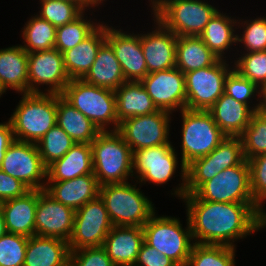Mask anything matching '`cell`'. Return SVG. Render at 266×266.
I'll list each match as a JSON object with an SVG mask.
<instances>
[{
  "label": "cell",
  "instance_id": "obj_1",
  "mask_svg": "<svg viewBox=\"0 0 266 266\" xmlns=\"http://www.w3.org/2000/svg\"><path fill=\"white\" fill-rule=\"evenodd\" d=\"M182 199L197 244L235 247L236 240L266 226L265 210L257 204L204 201L194 194H185Z\"/></svg>",
  "mask_w": 266,
  "mask_h": 266
},
{
  "label": "cell",
  "instance_id": "obj_2",
  "mask_svg": "<svg viewBox=\"0 0 266 266\" xmlns=\"http://www.w3.org/2000/svg\"><path fill=\"white\" fill-rule=\"evenodd\" d=\"M182 114V183L174 190L181 199L186 194V166L194 159L211 153L227 136L220 130L209 111L181 110ZM181 185V186H180Z\"/></svg>",
  "mask_w": 266,
  "mask_h": 266
},
{
  "label": "cell",
  "instance_id": "obj_3",
  "mask_svg": "<svg viewBox=\"0 0 266 266\" xmlns=\"http://www.w3.org/2000/svg\"><path fill=\"white\" fill-rule=\"evenodd\" d=\"M17 108L9 118L15 140L37 143L57 124V94H21Z\"/></svg>",
  "mask_w": 266,
  "mask_h": 266
},
{
  "label": "cell",
  "instance_id": "obj_4",
  "mask_svg": "<svg viewBox=\"0 0 266 266\" xmlns=\"http://www.w3.org/2000/svg\"><path fill=\"white\" fill-rule=\"evenodd\" d=\"M98 184L124 183L134 175L133 152L117 131H101L91 143Z\"/></svg>",
  "mask_w": 266,
  "mask_h": 266
},
{
  "label": "cell",
  "instance_id": "obj_5",
  "mask_svg": "<svg viewBox=\"0 0 266 266\" xmlns=\"http://www.w3.org/2000/svg\"><path fill=\"white\" fill-rule=\"evenodd\" d=\"M99 196L114 226L143 227L156 213L148 197L128 181L101 185Z\"/></svg>",
  "mask_w": 266,
  "mask_h": 266
},
{
  "label": "cell",
  "instance_id": "obj_6",
  "mask_svg": "<svg viewBox=\"0 0 266 266\" xmlns=\"http://www.w3.org/2000/svg\"><path fill=\"white\" fill-rule=\"evenodd\" d=\"M61 96L100 131H107L110 124H113L112 131H117L115 91L89 84L83 79H71Z\"/></svg>",
  "mask_w": 266,
  "mask_h": 266
},
{
  "label": "cell",
  "instance_id": "obj_7",
  "mask_svg": "<svg viewBox=\"0 0 266 266\" xmlns=\"http://www.w3.org/2000/svg\"><path fill=\"white\" fill-rule=\"evenodd\" d=\"M154 17L176 36H199L217 8L202 0H151Z\"/></svg>",
  "mask_w": 266,
  "mask_h": 266
},
{
  "label": "cell",
  "instance_id": "obj_8",
  "mask_svg": "<svg viewBox=\"0 0 266 266\" xmlns=\"http://www.w3.org/2000/svg\"><path fill=\"white\" fill-rule=\"evenodd\" d=\"M186 221L187 227L184 229L179 218L156 216L154 213L142 227L144 241L173 260L178 266H187L195 243H193L188 217Z\"/></svg>",
  "mask_w": 266,
  "mask_h": 266
},
{
  "label": "cell",
  "instance_id": "obj_9",
  "mask_svg": "<svg viewBox=\"0 0 266 266\" xmlns=\"http://www.w3.org/2000/svg\"><path fill=\"white\" fill-rule=\"evenodd\" d=\"M245 159L240 137H226L211 153L186 166V194H193L204 182Z\"/></svg>",
  "mask_w": 266,
  "mask_h": 266
},
{
  "label": "cell",
  "instance_id": "obj_10",
  "mask_svg": "<svg viewBox=\"0 0 266 266\" xmlns=\"http://www.w3.org/2000/svg\"><path fill=\"white\" fill-rule=\"evenodd\" d=\"M204 201L256 204L250 187V169L246 159L204 182L194 193Z\"/></svg>",
  "mask_w": 266,
  "mask_h": 266
},
{
  "label": "cell",
  "instance_id": "obj_11",
  "mask_svg": "<svg viewBox=\"0 0 266 266\" xmlns=\"http://www.w3.org/2000/svg\"><path fill=\"white\" fill-rule=\"evenodd\" d=\"M226 59L214 65L185 73L186 109L208 111L222 96L225 79L233 67Z\"/></svg>",
  "mask_w": 266,
  "mask_h": 266
},
{
  "label": "cell",
  "instance_id": "obj_12",
  "mask_svg": "<svg viewBox=\"0 0 266 266\" xmlns=\"http://www.w3.org/2000/svg\"><path fill=\"white\" fill-rule=\"evenodd\" d=\"M113 226L105 203L98 196L76 210L69 250L102 246Z\"/></svg>",
  "mask_w": 266,
  "mask_h": 266
},
{
  "label": "cell",
  "instance_id": "obj_13",
  "mask_svg": "<svg viewBox=\"0 0 266 266\" xmlns=\"http://www.w3.org/2000/svg\"><path fill=\"white\" fill-rule=\"evenodd\" d=\"M172 113L158 111L125 119L119 123L117 132L131 147L132 152L144 148L171 143L169 139V123Z\"/></svg>",
  "mask_w": 266,
  "mask_h": 266
},
{
  "label": "cell",
  "instance_id": "obj_14",
  "mask_svg": "<svg viewBox=\"0 0 266 266\" xmlns=\"http://www.w3.org/2000/svg\"><path fill=\"white\" fill-rule=\"evenodd\" d=\"M0 169L20 180L30 190L45 189L47 167L42 162L36 143L14 140L5 152Z\"/></svg>",
  "mask_w": 266,
  "mask_h": 266
},
{
  "label": "cell",
  "instance_id": "obj_15",
  "mask_svg": "<svg viewBox=\"0 0 266 266\" xmlns=\"http://www.w3.org/2000/svg\"><path fill=\"white\" fill-rule=\"evenodd\" d=\"M70 80L57 49L28 53V93H45L38 87L45 84L46 93L61 95Z\"/></svg>",
  "mask_w": 266,
  "mask_h": 266
},
{
  "label": "cell",
  "instance_id": "obj_16",
  "mask_svg": "<svg viewBox=\"0 0 266 266\" xmlns=\"http://www.w3.org/2000/svg\"><path fill=\"white\" fill-rule=\"evenodd\" d=\"M140 82L158 109L172 113L186 108L185 74L178 68L149 73Z\"/></svg>",
  "mask_w": 266,
  "mask_h": 266
},
{
  "label": "cell",
  "instance_id": "obj_17",
  "mask_svg": "<svg viewBox=\"0 0 266 266\" xmlns=\"http://www.w3.org/2000/svg\"><path fill=\"white\" fill-rule=\"evenodd\" d=\"M178 158L171 143L133 152V169L138 183L165 184L176 173ZM139 174V175H138Z\"/></svg>",
  "mask_w": 266,
  "mask_h": 266
},
{
  "label": "cell",
  "instance_id": "obj_18",
  "mask_svg": "<svg viewBox=\"0 0 266 266\" xmlns=\"http://www.w3.org/2000/svg\"><path fill=\"white\" fill-rule=\"evenodd\" d=\"M75 210L38 190L35 212V235L69 241L73 232Z\"/></svg>",
  "mask_w": 266,
  "mask_h": 266
},
{
  "label": "cell",
  "instance_id": "obj_19",
  "mask_svg": "<svg viewBox=\"0 0 266 266\" xmlns=\"http://www.w3.org/2000/svg\"><path fill=\"white\" fill-rule=\"evenodd\" d=\"M106 26V41L112 46L126 81L140 82L148 75L140 34H127Z\"/></svg>",
  "mask_w": 266,
  "mask_h": 266
},
{
  "label": "cell",
  "instance_id": "obj_20",
  "mask_svg": "<svg viewBox=\"0 0 266 266\" xmlns=\"http://www.w3.org/2000/svg\"><path fill=\"white\" fill-rule=\"evenodd\" d=\"M153 20L156 22V29L147 34H140L148 74L176 67L177 36L158 19Z\"/></svg>",
  "mask_w": 266,
  "mask_h": 266
},
{
  "label": "cell",
  "instance_id": "obj_21",
  "mask_svg": "<svg viewBox=\"0 0 266 266\" xmlns=\"http://www.w3.org/2000/svg\"><path fill=\"white\" fill-rule=\"evenodd\" d=\"M143 243L142 227L113 226L102 247L115 266H133Z\"/></svg>",
  "mask_w": 266,
  "mask_h": 266
},
{
  "label": "cell",
  "instance_id": "obj_22",
  "mask_svg": "<svg viewBox=\"0 0 266 266\" xmlns=\"http://www.w3.org/2000/svg\"><path fill=\"white\" fill-rule=\"evenodd\" d=\"M99 188L97 178L92 173L71 180L46 182L44 191L54 200L76 211L96 199L99 196Z\"/></svg>",
  "mask_w": 266,
  "mask_h": 266
},
{
  "label": "cell",
  "instance_id": "obj_23",
  "mask_svg": "<svg viewBox=\"0 0 266 266\" xmlns=\"http://www.w3.org/2000/svg\"><path fill=\"white\" fill-rule=\"evenodd\" d=\"M93 173L91 144L76 143L66 154L47 166L46 182L71 180Z\"/></svg>",
  "mask_w": 266,
  "mask_h": 266
},
{
  "label": "cell",
  "instance_id": "obj_24",
  "mask_svg": "<svg viewBox=\"0 0 266 266\" xmlns=\"http://www.w3.org/2000/svg\"><path fill=\"white\" fill-rule=\"evenodd\" d=\"M217 126L227 137H239L250 123L254 111L223 93L208 110Z\"/></svg>",
  "mask_w": 266,
  "mask_h": 266
},
{
  "label": "cell",
  "instance_id": "obj_25",
  "mask_svg": "<svg viewBox=\"0 0 266 266\" xmlns=\"http://www.w3.org/2000/svg\"><path fill=\"white\" fill-rule=\"evenodd\" d=\"M38 190H30L24 196L3 202L2 212L8 233L26 237L35 235V212Z\"/></svg>",
  "mask_w": 266,
  "mask_h": 266
},
{
  "label": "cell",
  "instance_id": "obj_26",
  "mask_svg": "<svg viewBox=\"0 0 266 266\" xmlns=\"http://www.w3.org/2000/svg\"><path fill=\"white\" fill-rule=\"evenodd\" d=\"M106 40V24H100L86 39L63 53L70 79H82L93 65L100 46Z\"/></svg>",
  "mask_w": 266,
  "mask_h": 266
},
{
  "label": "cell",
  "instance_id": "obj_27",
  "mask_svg": "<svg viewBox=\"0 0 266 266\" xmlns=\"http://www.w3.org/2000/svg\"><path fill=\"white\" fill-rule=\"evenodd\" d=\"M68 242L56 237H28L23 266H65L69 262Z\"/></svg>",
  "mask_w": 266,
  "mask_h": 266
},
{
  "label": "cell",
  "instance_id": "obj_28",
  "mask_svg": "<svg viewBox=\"0 0 266 266\" xmlns=\"http://www.w3.org/2000/svg\"><path fill=\"white\" fill-rule=\"evenodd\" d=\"M0 86L28 93V52L21 45L0 49Z\"/></svg>",
  "mask_w": 266,
  "mask_h": 266
},
{
  "label": "cell",
  "instance_id": "obj_29",
  "mask_svg": "<svg viewBox=\"0 0 266 266\" xmlns=\"http://www.w3.org/2000/svg\"><path fill=\"white\" fill-rule=\"evenodd\" d=\"M82 79L89 84L113 91L127 82L113 48L106 40L100 46L90 70Z\"/></svg>",
  "mask_w": 266,
  "mask_h": 266
},
{
  "label": "cell",
  "instance_id": "obj_30",
  "mask_svg": "<svg viewBox=\"0 0 266 266\" xmlns=\"http://www.w3.org/2000/svg\"><path fill=\"white\" fill-rule=\"evenodd\" d=\"M115 96L118 126L125 119L151 114L159 110L141 82L123 83L115 90Z\"/></svg>",
  "mask_w": 266,
  "mask_h": 266
},
{
  "label": "cell",
  "instance_id": "obj_31",
  "mask_svg": "<svg viewBox=\"0 0 266 266\" xmlns=\"http://www.w3.org/2000/svg\"><path fill=\"white\" fill-rule=\"evenodd\" d=\"M57 125L61 127L75 143L91 144L101 132L90 119L58 94Z\"/></svg>",
  "mask_w": 266,
  "mask_h": 266
},
{
  "label": "cell",
  "instance_id": "obj_32",
  "mask_svg": "<svg viewBox=\"0 0 266 266\" xmlns=\"http://www.w3.org/2000/svg\"><path fill=\"white\" fill-rule=\"evenodd\" d=\"M219 59L199 36H177L176 68L184 74L214 65Z\"/></svg>",
  "mask_w": 266,
  "mask_h": 266
},
{
  "label": "cell",
  "instance_id": "obj_33",
  "mask_svg": "<svg viewBox=\"0 0 266 266\" xmlns=\"http://www.w3.org/2000/svg\"><path fill=\"white\" fill-rule=\"evenodd\" d=\"M237 22L238 20L231 19L228 15L217 11L199 37L217 57L226 58L223 56L224 51H228L227 49H230L232 44L237 43V35L234 34L237 28L235 25L238 26L240 20Z\"/></svg>",
  "mask_w": 266,
  "mask_h": 266
},
{
  "label": "cell",
  "instance_id": "obj_34",
  "mask_svg": "<svg viewBox=\"0 0 266 266\" xmlns=\"http://www.w3.org/2000/svg\"><path fill=\"white\" fill-rule=\"evenodd\" d=\"M56 27L39 15L31 16L22 31L24 45L28 53L39 52L54 48L56 42Z\"/></svg>",
  "mask_w": 266,
  "mask_h": 266
},
{
  "label": "cell",
  "instance_id": "obj_35",
  "mask_svg": "<svg viewBox=\"0 0 266 266\" xmlns=\"http://www.w3.org/2000/svg\"><path fill=\"white\" fill-rule=\"evenodd\" d=\"M235 247L195 243L187 266H235Z\"/></svg>",
  "mask_w": 266,
  "mask_h": 266
},
{
  "label": "cell",
  "instance_id": "obj_36",
  "mask_svg": "<svg viewBox=\"0 0 266 266\" xmlns=\"http://www.w3.org/2000/svg\"><path fill=\"white\" fill-rule=\"evenodd\" d=\"M85 11L74 21L56 29L54 48L62 54L86 39L100 24L84 19Z\"/></svg>",
  "mask_w": 266,
  "mask_h": 266
},
{
  "label": "cell",
  "instance_id": "obj_37",
  "mask_svg": "<svg viewBox=\"0 0 266 266\" xmlns=\"http://www.w3.org/2000/svg\"><path fill=\"white\" fill-rule=\"evenodd\" d=\"M74 144H76L75 141L57 124L36 143L46 167L62 158Z\"/></svg>",
  "mask_w": 266,
  "mask_h": 266
},
{
  "label": "cell",
  "instance_id": "obj_38",
  "mask_svg": "<svg viewBox=\"0 0 266 266\" xmlns=\"http://www.w3.org/2000/svg\"><path fill=\"white\" fill-rule=\"evenodd\" d=\"M239 137L246 160L266 153V116L254 112L249 125Z\"/></svg>",
  "mask_w": 266,
  "mask_h": 266
},
{
  "label": "cell",
  "instance_id": "obj_39",
  "mask_svg": "<svg viewBox=\"0 0 266 266\" xmlns=\"http://www.w3.org/2000/svg\"><path fill=\"white\" fill-rule=\"evenodd\" d=\"M39 16L56 28L74 21L84 10L77 4L66 0H40Z\"/></svg>",
  "mask_w": 266,
  "mask_h": 266
},
{
  "label": "cell",
  "instance_id": "obj_40",
  "mask_svg": "<svg viewBox=\"0 0 266 266\" xmlns=\"http://www.w3.org/2000/svg\"><path fill=\"white\" fill-rule=\"evenodd\" d=\"M234 66L233 69L258 87L266 84V50L242 54Z\"/></svg>",
  "mask_w": 266,
  "mask_h": 266
},
{
  "label": "cell",
  "instance_id": "obj_41",
  "mask_svg": "<svg viewBox=\"0 0 266 266\" xmlns=\"http://www.w3.org/2000/svg\"><path fill=\"white\" fill-rule=\"evenodd\" d=\"M28 237L6 233L0 237V266H23Z\"/></svg>",
  "mask_w": 266,
  "mask_h": 266
},
{
  "label": "cell",
  "instance_id": "obj_42",
  "mask_svg": "<svg viewBox=\"0 0 266 266\" xmlns=\"http://www.w3.org/2000/svg\"><path fill=\"white\" fill-rule=\"evenodd\" d=\"M224 93L236 101L247 104L254 112L257 111L259 104L256 103L251 107L249 99L255 97V95L257 96V93L259 94V87L241 76L235 69H232L225 79Z\"/></svg>",
  "mask_w": 266,
  "mask_h": 266
},
{
  "label": "cell",
  "instance_id": "obj_43",
  "mask_svg": "<svg viewBox=\"0 0 266 266\" xmlns=\"http://www.w3.org/2000/svg\"><path fill=\"white\" fill-rule=\"evenodd\" d=\"M241 22L244 31L242 37L237 34V44L243 43L247 53L266 50V17Z\"/></svg>",
  "mask_w": 266,
  "mask_h": 266
},
{
  "label": "cell",
  "instance_id": "obj_44",
  "mask_svg": "<svg viewBox=\"0 0 266 266\" xmlns=\"http://www.w3.org/2000/svg\"><path fill=\"white\" fill-rule=\"evenodd\" d=\"M250 187L254 202L263 210L266 199V153L250 158Z\"/></svg>",
  "mask_w": 266,
  "mask_h": 266
},
{
  "label": "cell",
  "instance_id": "obj_45",
  "mask_svg": "<svg viewBox=\"0 0 266 266\" xmlns=\"http://www.w3.org/2000/svg\"><path fill=\"white\" fill-rule=\"evenodd\" d=\"M69 262L72 266H115L102 246L70 251Z\"/></svg>",
  "mask_w": 266,
  "mask_h": 266
},
{
  "label": "cell",
  "instance_id": "obj_46",
  "mask_svg": "<svg viewBox=\"0 0 266 266\" xmlns=\"http://www.w3.org/2000/svg\"><path fill=\"white\" fill-rule=\"evenodd\" d=\"M134 266H178L173 260L160 253L145 241L141 246Z\"/></svg>",
  "mask_w": 266,
  "mask_h": 266
},
{
  "label": "cell",
  "instance_id": "obj_47",
  "mask_svg": "<svg viewBox=\"0 0 266 266\" xmlns=\"http://www.w3.org/2000/svg\"><path fill=\"white\" fill-rule=\"evenodd\" d=\"M30 189L0 169V198L3 201L24 196Z\"/></svg>",
  "mask_w": 266,
  "mask_h": 266
},
{
  "label": "cell",
  "instance_id": "obj_48",
  "mask_svg": "<svg viewBox=\"0 0 266 266\" xmlns=\"http://www.w3.org/2000/svg\"><path fill=\"white\" fill-rule=\"evenodd\" d=\"M14 140L13 127L10 120L5 123H0V168L5 152Z\"/></svg>",
  "mask_w": 266,
  "mask_h": 266
},
{
  "label": "cell",
  "instance_id": "obj_49",
  "mask_svg": "<svg viewBox=\"0 0 266 266\" xmlns=\"http://www.w3.org/2000/svg\"><path fill=\"white\" fill-rule=\"evenodd\" d=\"M262 97V99H260ZM258 98L259 100V105H258V109L257 112L259 114H262L264 116H266V84L262 85L259 87V94H258Z\"/></svg>",
  "mask_w": 266,
  "mask_h": 266
},
{
  "label": "cell",
  "instance_id": "obj_50",
  "mask_svg": "<svg viewBox=\"0 0 266 266\" xmlns=\"http://www.w3.org/2000/svg\"><path fill=\"white\" fill-rule=\"evenodd\" d=\"M66 1H70L73 3H77L84 11L85 9H87V7L89 9H91V7L95 8L96 6L100 5V3H102V1L100 0H66Z\"/></svg>",
  "mask_w": 266,
  "mask_h": 266
},
{
  "label": "cell",
  "instance_id": "obj_51",
  "mask_svg": "<svg viewBox=\"0 0 266 266\" xmlns=\"http://www.w3.org/2000/svg\"><path fill=\"white\" fill-rule=\"evenodd\" d=\"M7 233L3 212L0 211V237Z\"/></svg>",
  "mask_w": 266,
  "mask_h": 266
},
{
  "label": "cell",
  "instance_id": "obj_52",
  "mask_svg": "<svg viewBox=\"0 0 266 266\" xmlns=\"http://www.w3.org/2000/svg\"><path fill=\"white\" fill-rule=\"evenodd\" d=\"M3 202H4V201L0 198V211H2Z\"/></svg>",
  "mask_w": 266,
  "mask_h": 266
},
{
  "label": "cell",
  "instance_id": "obj_53",
  "mask_svg": "<svg viewBox=\"0 0 266 266\" xmlns=\"http://www.w3.org/2000/svg\"><path fill=\"white\" fill-rule=\"evenodd\" d=\"M5 91L2 89V87L0 86V98H1V95L4 94Z\"/></svg>",
  "mask_w": 266,
  "mask_h": 266
},
{
  "label": "cell",
  "instance_id": "obj_54",
  "mask_svg": "<svg viewBox=\"0 0 266 266\" xmlns=\"http://www.w3.org/2000/svg\"><path fill=\"white\" fill-rule=\"evenodd\" d=\"M65 266H72L70 262H68Z\"/></svg>",
  "mask_w": 266,
  "mask_h": 266
}]
</instances>
